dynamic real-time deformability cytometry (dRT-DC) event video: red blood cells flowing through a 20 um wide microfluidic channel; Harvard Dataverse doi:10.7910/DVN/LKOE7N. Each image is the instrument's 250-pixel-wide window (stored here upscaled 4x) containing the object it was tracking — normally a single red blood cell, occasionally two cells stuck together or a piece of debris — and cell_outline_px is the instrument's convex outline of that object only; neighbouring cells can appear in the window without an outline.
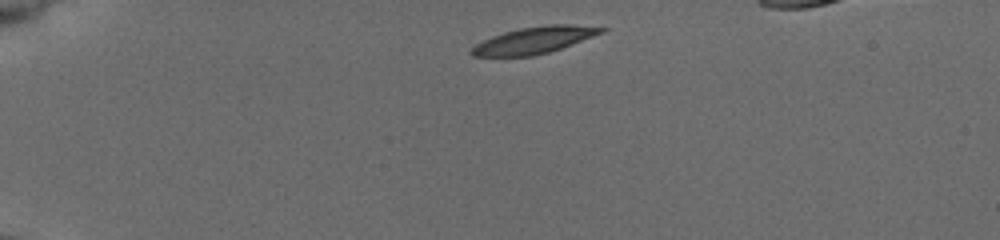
{"species": "common noctule bat (a hibernating species)", "species_latin": "Nyctalus noctula", "temperature_condition": "cold", "stored_images_in_passage": 33, "camera_frame_rate_fps": 3000, "um_per_image_px": 0.085, "animal": {"sex": "female", "body_mass_g": 19.5, "forearm_length_mm": 54.1}, "frame": {"image": 1, "passage_image": 1, "time_ms": 0.0, "image_size_px": [1000, 240], "cell_outline_px": [[608, 28], [604, 32], [572, 44], [548, 52], [532, 56], [472, 56], [468, 52], [476, 44], [492, 36], [504, 32], [520, 28], [548, 24], [572, 24]], "centroid_in_image_um": [45.4, 3.41], "position_along_channel_um": 39.6, "area_um2": 20.06}}
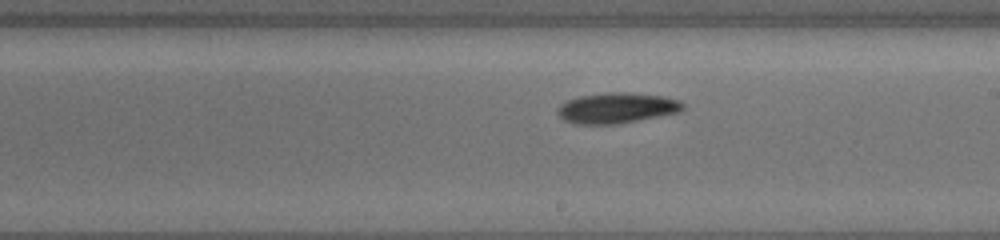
{"frame": {"image": 2, "passage_image": 19, "time_ms": 7.0, "image_size_px": [1000, 240], "cell_outline_px": [[684, 108], [680, 112], [620, 124], [572, 124], [564, 120], [556, 112], [556, 108], [560, 104], [568, 100], [580, 96], [608, 92], [628, 92], [664, 96], [680, 100], [684, 104]], "centroid_in_image_um": [52.43, 9.18], "position_along_channel_um": 236.6, "area_um2": 22.6}}
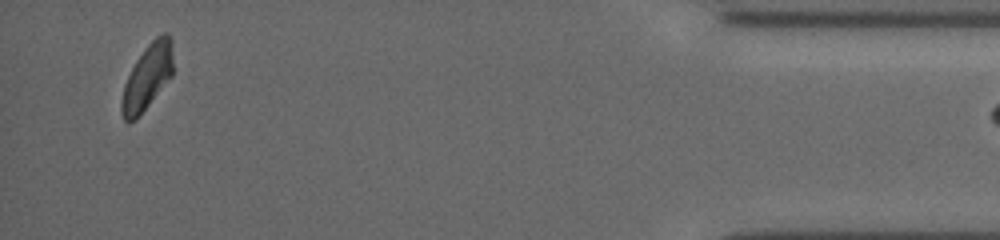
{"frame": {"image": 3, "passage_image": 32, "time_ms": 13.667, "image_size_px": [1000, 240], "cell_outline_px": [[172, 76], [136, 120], [128, 124], [124, 120], [120, 112], [120, 100], [124, 84], [136, 60], [144, 48], [156, 36], [164, 32], [168, 32], [172, 40]], "centroid_in_image_um": [12.5, 6.57], "position_along_channel_um": 422.7, "area_um2": 19.83}}